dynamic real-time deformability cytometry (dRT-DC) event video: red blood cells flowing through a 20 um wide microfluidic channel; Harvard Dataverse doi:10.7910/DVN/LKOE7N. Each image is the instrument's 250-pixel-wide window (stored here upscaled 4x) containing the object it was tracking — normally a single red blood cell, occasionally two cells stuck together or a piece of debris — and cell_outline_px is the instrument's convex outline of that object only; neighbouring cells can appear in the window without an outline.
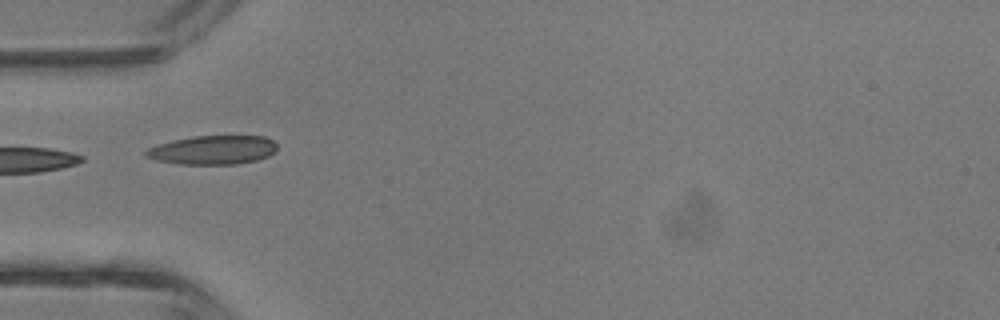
{"species": "common noctule bat (a hibernating species)", "species_latin": "Nyctalus noctula", "temperature_condition": "room temperature", "stored_images_in_passage": 12, "camera_frame_rate_fps": 3000, "um_per_image_px": 0.085, "animal": {"sex": "male", "body_mass_g": 13.3}, "frame": {"image": 1, "passage_image": 1, "time_ms": 0.0, "image_size_px": [1000, 320], "cell_outline_px": [[276, 152], [268, 156], [256, 160], [236, 164], [180, 164], [156, 160], [144, 156], [144, 152], [148, 148], [156, 144], [192, 136], [264, 136], [272, 140], [276, 144]], "centroid_in_image_um": [18.07, 12.74], "position_along_channel_um": 66.9, "area_um2": 22.14}}
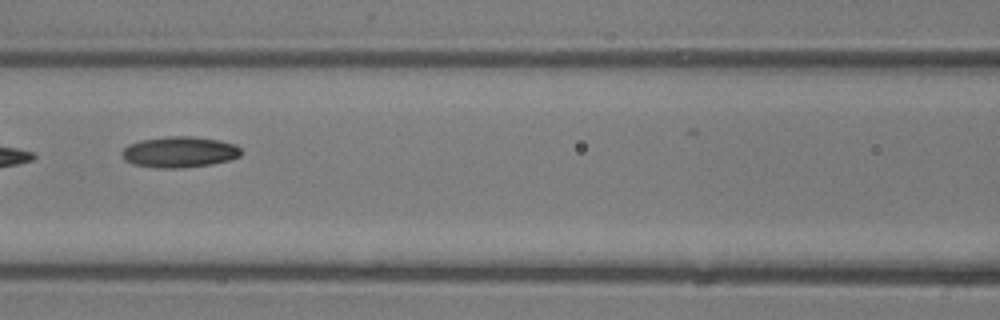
{"frame": {"image": 2, "passage_image": 6, "time_ms": 1.667, "image_size_px": [1000, 320], "cell_outline_px": [[244, 152], [240, 156], [228, 160], [212, 164], [184, 168], [156, 168], [132, 164], [124, 160], [120, 152], [128, 144], [140, 140], [168, 136], [196, 136], [220, 140], [236, 144]], "centroid_in_image_um": [15.26, 12.92], "position_along_channel_um": 151.3, "area_um2": 21.91}}